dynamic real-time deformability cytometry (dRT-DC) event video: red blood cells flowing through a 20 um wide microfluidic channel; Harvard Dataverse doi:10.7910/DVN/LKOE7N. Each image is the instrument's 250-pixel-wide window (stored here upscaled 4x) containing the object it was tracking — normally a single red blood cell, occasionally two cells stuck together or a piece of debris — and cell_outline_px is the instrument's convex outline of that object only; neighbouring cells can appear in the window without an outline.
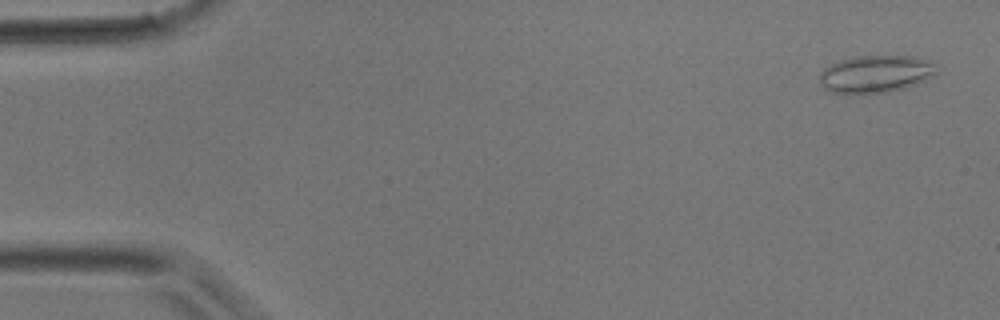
{"species": "common noctule bat (a hibernating species)", "species_latin": "Nyctalus noctula", "temperature_condition": "room temperature", "stored_images_in_passage": 40, "camera_frame_rate_fps": 3000, "um_per_image_px": 0.085, "animal": {"sex": "male", "body_mass_g": 17.9}, "frame": {"image": 1, "passage_image": 2, "time_ms": 0.333, "image_size_px": [1000, 320], "cell_outline_px": [[940, 64], [936, 72], [932, 76], [916, 84], [904, 88], [888, 92], [828, 92], [824, 88], [820, 80], [820, 72], [824, 68], [840, 60], [856, 56], [912, 56], [928, 60]], "centroid_in_image_um": [74.48, 6.26], "position_along_channel_um": 10.5, "area_um2": 25.26}}
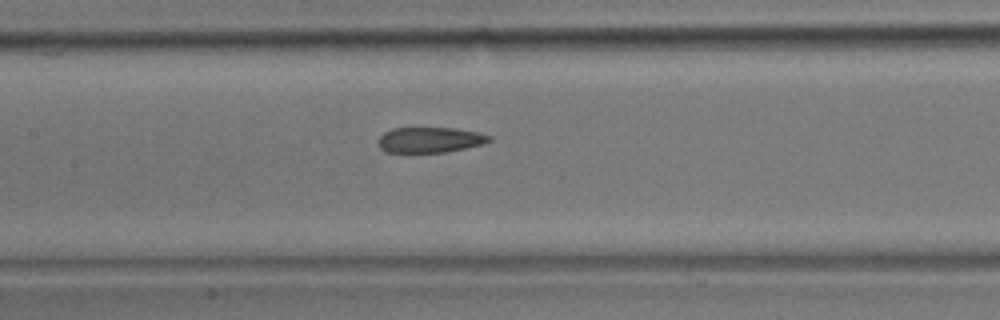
{"frame": {"image": 2, "passage_image": 19, "time_ms": 6.0, "image_size_px": [1000, 320], "cell_outline_px": [[492, 140], [484, 144], [444, 152], [384, 152], [380, 148], [376, 140], [384, 132], [392, 128], [456, 128], [480, 132], [492, 136]], "centroid_in_image_um": [36.55, 11.88], "position_along_channel_um": 170.9, "area_um2": 16.65}}
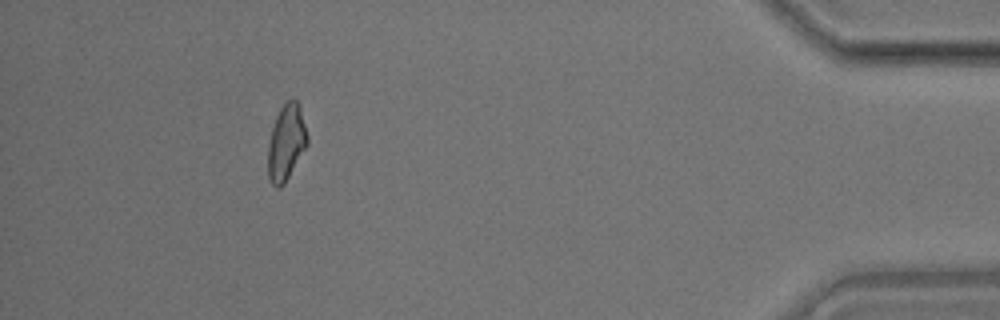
{"frame": {"image": 3, "passage_image": 37, "time_ms": 12.0, "image_size_px": [1000, 320], "cell_outline_px": [[308, 144], [284, 184], [280, 188], [276, 188], [272, 184], [268, 176], [268, 144], [272, 128], [276, 116], [280, 108], [292, 96], [300, 104], [308, 136]], "centroid_in_image_um": [24.34, 12.09], "position_along_channel_um": 410.9, "area_um2": 17.57}}